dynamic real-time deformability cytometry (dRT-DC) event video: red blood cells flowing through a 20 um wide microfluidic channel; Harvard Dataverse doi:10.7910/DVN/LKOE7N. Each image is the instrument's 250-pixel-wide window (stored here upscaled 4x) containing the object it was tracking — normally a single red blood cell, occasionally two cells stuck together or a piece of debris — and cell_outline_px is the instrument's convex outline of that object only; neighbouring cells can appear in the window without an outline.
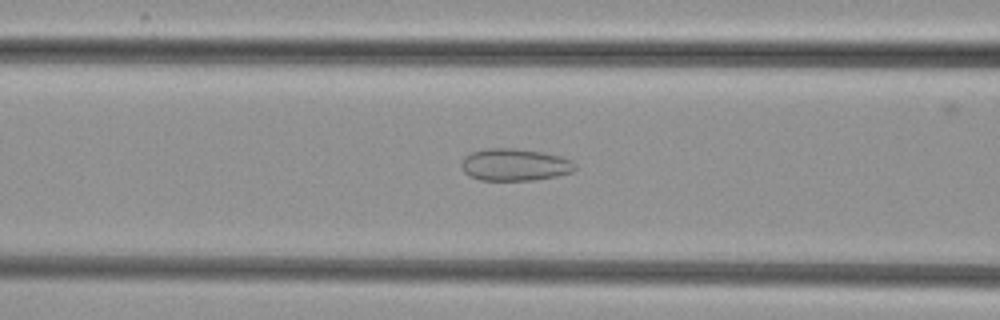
{"species": "common noctule bat (a hibernating species)", "species_latin": "Nyctalus noctula", "temperature_condition": "cold", "stored_images_in_passage": 49, "camera_frame_rate_fps": 3000, "um_per_image_px": 0.085, "animal": {"sex": "female", "body_mass_g": 29.2, "forearm_length_mm": 56.3}, "frame": {"image": 1, "passage_image": 17, "time_ms": 5.333, "image_size_px": [1000, 320], "cell_outline_px": [[576, 168], [572, 172], [556, 176], [536, 180], [480, 180], [468, 176], [464, 172], [460, 164], [464, 156], [472, 152], [488, 148], [516, 148], [544, 152], [560, 156], [572, 160], [576, 164]], "centroid_in_image_um": [43.75, 14.0], "position_along_channel_um": 122.8, "area_um2": 21.56}}
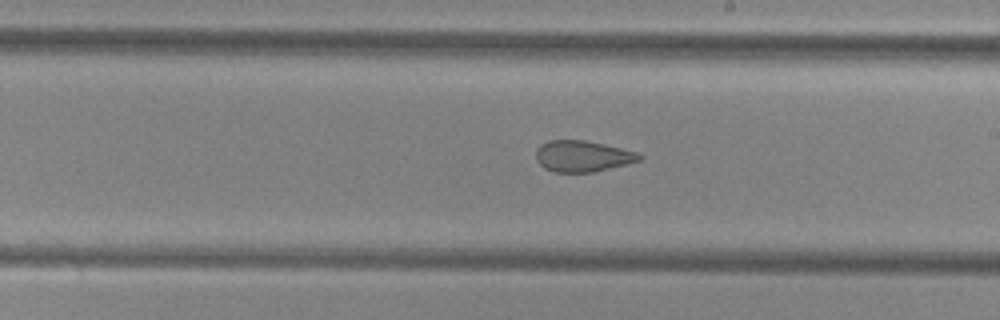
{"frame": {"image": 2, "passage_image": 26, "time_ms": 8.333, "image_size_px": [1000, 320], "cell_outline_px": [[644, 160], [592, 172], [556, 172], [544, 168], [536, 160], [536, 148], [540, 144], [548, 140], [584, 140], [604, 144], [636, 152], [644, 156]], "centroid_in_image_um": [49.52, 13.27], "position_along_channel_um": 239.5, "area_um2": 18.84}}
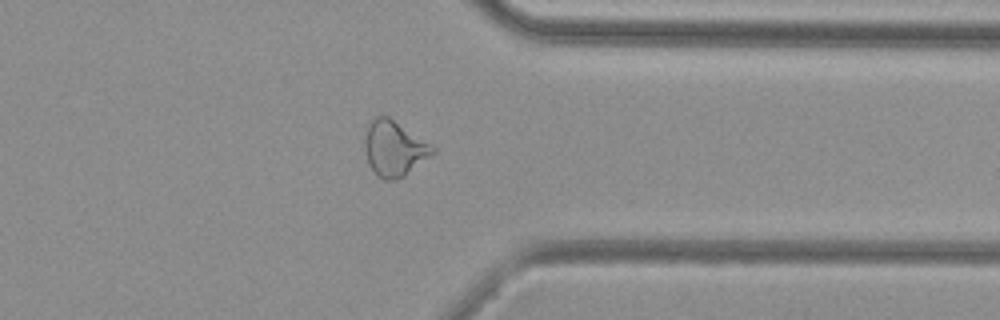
{"frame": {"image": 3, "passage_image": 37, "time_ms": 12.0, "image_size_px": [1000, 320], "cell_outline_px": [[436, 152], [404, 176], [396, 180], [384, 180], [368, 164], [364, 148], [364, 140], [368, 124], [380, 112], [388, 116], [436, 148]], "centroid_in_image_um": [33.48, 12.6], "position_along_channel_um": 377.9, "area_um2": 21.79}}